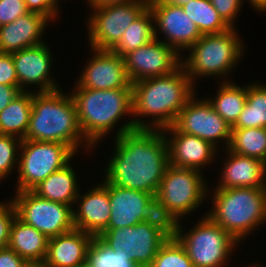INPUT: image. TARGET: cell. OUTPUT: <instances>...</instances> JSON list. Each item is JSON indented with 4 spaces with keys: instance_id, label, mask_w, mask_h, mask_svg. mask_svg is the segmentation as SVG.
I'll use <instances>...</instances> for the list:
<instances>
[{
    "instance_id": "cell-1",
    "label": "cell",
    "mask_w": 266,
    "mask_h": 267,
    "mask_svg": "<svg viewBox=\"0 0 266 267\" xmlns=\"http://www.w3.org/2000/svg\"><path fill=\"white\" fill-rule=\"evenodd\" d=\"M144 121L135 117L120 126L104 181L156 196L169 165L168 143L161 129Z\"/></svg>"
},
{
    "instance_id": "cell-2",
    "label": "cell",
    "mask_w": 266,
    "mask_h": 267,
    "mask_svg": "<svg viewBox=\"0 0 266 267\" xmlns=\"http://www.w3.org/2000/svg\"><path fill=\"white\" fill-rule=\"evenodd\" d=\"M193 85L182 66L169 75L132 83V117H154L151 129L172 126L196 93Z\"/></svg>"
},
{
    "instance_id": "cell-3",
    "label": "cell",
    "mask_w": 266,
    "mask_h": 267,
    "mask_svg": "<svg viewBox=\"0 0 266 267\" xmlns=\"http://www.w3.org/2000/svg\"><path fill=\"white\" fill-rule=\"evenodd\" d=\"M61 90L33 92L30 122L22 140L63 143L76 153L81 143L92 149L81 131L71 94H63Z\"/></svg>"
},
{
    "instance_id": "cell-4",
    "label": "cell",
    "mask_w": 266,
    "mask_h": 267,
    "mask_svg": "<svg viewBox=\"0 0 266 267\" xmlns=\"http://www.w3.org/2000/svg\"><path fill=\"white\" fill-rule=\"evenodd\" d=\"M74 89L71 96L79 125L84 138L93 147L122 117L132 116V89L98 90L76 85Z\"/></svg>"
},
{
    "instance_id": "cell-5",
    "label": "cell",
    "mask_w": 266,
    "mask_h": 267,
    "mask_svg": "<svg viewBox=\"0 0 266 267\" xmlns=\"http://www.w3.org/2000/svg\"><path fill=\"white\" fill-rule=\"evenodd\" d=\"M207 215L239 243L266 222V187L216 188Z\"/></svg>"
},
{
    "instance_id": "cell-6",
    "label": "cell",
    "mask_w": 266,
    "mask_h": 267,
    "mask_svg": "<svg viewBox=\"0 0 266 267\" xmlns=\"http://www.w3.org/2000/svg\"><path fill=\"white\" fill-rule=\"evenodd\" d=\"M235 27L215 34L202 35L192 47L188 57L181 61L191 82L201 76L227 77L243 56L244 43L240 40ZM197 77V78H195Z\"/></svg>"
},
{
    "instance_id": "cell-7",
    "label": "cell",
    "mask_w": 266,
    "mask_h": 267,
    "mask_svg": "<svg viewBox=\"0 0 266 267\" xmlns=\"http://www.w3.org/2000/svg\"><path fill=\"white\" fill-rule=\"evenodd\" d=\"M179 223L176 239L185 248L194 267H223L238 241L207 214L183 234ZM226 263V264H225Z\"/></svg>"
},
{
    "instance_id": "cell-8",
    "label": "cell",
    "mask_w": 266,
    "mask_h": 267,
    "mask_svg": "<svg viewBox=\"0 0 266 267\" xmlns=\"http://www.w3.org/2000/svg\"><path fill=\"white\" fill-rule=\"evenodd\" d=\"M18 161L17 190L31 191L50 174L70 163L76 152L57 142L22 140Z\"/></svg>"
},
{
    "instance_id": "cell-9",
    "label": "cell",
    "mask_w": 266,
    "mask_h": 267,
    "mask_svg": "<svg viewBox=\"0 0 266 267\" xmlns=\"http://www.w3.org/2000/svg\"><path fill=\"white\" fill-rule=\"evenodd\" d=\"M202 171L168 165L156 197L177 217L183 219L202 205L209 194Z\"/></svg>"
},
{
    "instance_id": "cell-10",
    "label": "cell",
    "mask_w": 266,
    "mask_h": 267,
    "mask_svg": "<svg viewBox=\"0 0 266 267\" xmlns=\"http://www.w3.org/2000/svg\"><path fill=\"white\" fill-rule=\"evenodd\" d=\"M15 195L11 201L16 216L48 238L75 229L71 205L43 199L32 191H19Z\"/></svg>"
},
{
    "instance_id": "cell-11",
    "label": "cell",
    "mask_w": 266,
    "mask_h": 267,
    "mask_svg": "<svg viewBox=\"0 0 266 267\" xmlns=\"http://www.w3.org/2000/svg\"><path fill=\"white\" fill-rule=\"evenodd\" d=\"M148 3L149 0H134L122 5L91 7L93 14L87 21L90 47L111 50L126 28L148 7Z\"/></svg>"
},
{
    "instance_id": "cell-12",
    "label": "cell",
    "mask_w": 266,
    "mask_h": 267,
    "mask_svg": "<svg viewBox=\"0 0 266 267\" xmlns=\"http://www.w3.org/2000/svg\"><path fill=\"white\" fill-rule=\"evenodd\" d=\"M98 239L110 250H122L138 267H149L168 238L148 223L126 228H107Z\"/></svg>"
},
{
    "instance_id": "cell-13",
    "label": "cell",
    "mask_w": 266,
    "mask_h": 267,
    "mask_svg": "<svg viewBox=\"0 0 266 267\" xmlns=\"http://www.w3.org/2000/svg\"><path fill=\"white\" fill-rule=\"evenodd\" d=\"M194 94L179 112L173 124L180 132L195 135L218 148V141H225L228 148L232 128L214 110L207 98L195 99Z\"/></svg>"
},
{
    "instance_id": "cell-14",
    "label": "cell",
    "mask_w": 266,
    "mask_h": 267,
    "mask_svg": "<svg viewBox=\"0 0 266 267\" xmlns=\"http://www.w3.org/2000/svg\"><path fill=\"white\" fill-rule=\"evenodd\" d=\"M181 54L159 39L139 47L124 57L131 83L143 79L166 76L181 66Z\"/></svg>"
},
{
    "instance_id": "cell-15",
    "label": "cell",
    "mask_w": 266,
    "mask_h": 267,
    "mask_svg": "<svg viewBox=\"0 0 266 267\" xmlns=\"http://www.w3.org/2000/svg\"><path fill=\"white\" fill-rule=\"evenodd\" d=\"M91 51L94 56L76 81L77 87L98 90L132 89L124 58L111 50L91 48Z\"/></svg>"
},
{
    "instance_id": "cell-16",
    "label": "cell",
    "mask_w": 266,
    "mask_h": 267,
    "mask_svg": "<svg viewBox=\"0 0 266 267\" xmlns=\"http://www.w3.org/2000/svg\"><path fill=\"white\" fill-rule=\"evenodd\" d=\"M148 7L154 17L155 39L159 38L157 32H163L161 34H164L166 40L162 42L171 46L178 54L183 49L189 50L201 38L196 24L181 6L148 4Z\"/></svg>"
},
{
    "instance_id": "cell-17",
    "label": "cell",
    "mask_w": 266,
    "mask_h": 267,
    "mask_svg": "<svg viewBox=\"0 0 266 267\" xmlns=\"http://www.w3.org/2000/svg\"><path fill=\"white\" fill-rule=\"evenodd\" d=\"M50 52L48 44L44 42L11 53L21 91H27L26 86L31 85H36V87L38 85V88L40 87L38 92H52L61 89L49 73L53 60V54Z\"/></svg>"
},
{
    "instance_id": "cell-18",
    "label": "cell",
    "mask_w": 266,
    "mask_h": 267,
    "mask_svg": "<svg viewBox=\"0 0 266 267\" xmlns=\"http://www.w3.org/2000/svg\"><path fill=\"white\" fill-rule=\"evenodd\" d=\"M168 143L169 164L201 171L211 164L218 150L210 142L195 135L180 132L174 125L162 129ZM172 135V139L167 138ZM212 160V161H211ZM211 162V163H210Z\"/></svg>"
},
{
    "instance_id": "cell-19",
    "label": "cell",
    "mask_w": 266,
    "mask_h": 267,
    "mask_svg": "<svg viewBox=\"0 0 266 267\" xmlns=\"http://www.w3.org/2000/svg\"><path fill=\"white\" fill-rule=\"evenodd\" d=\"M75 204H80L79 210L73 209L75 229L98 238L107 229L111 214L108 189L103 184H97L83 195L78 193Z\"/></svg>"
},
{
    "instance_id": "cell-20",
    "label": "cell",
    "mask_w": 266,
    "mask_h": 267,
    "mask_svg": "<svg viewBox=\"0 0 266 267\" xmlns=\"http://www.w3.org/2000/svg\"><path fill=\"white\" fill-rule=\"evenodd\" d=\"M102 184L109 191L111 206L107 228H126L143 222L145 207L153 197L152 194L119 187L104 180Z\"/></svg>"
},
{
    "instance_id": "cell-21",
    "label": "cell",
    "mask_w": 266,
    "mask_h": 267,
    "mask_svg": "<svg viewBox=\"0 0 266 267\" xmlns=\"http://www.w3.org/2000/svg\"><path fill=\"white\" fill-rule=\"evenodd\" d=\"M49 21L40 13L28 12L14 22L0 26V52L11 54L44 43L42 34Z\"/></svg>"
},
{
    "instance_id": "cell-22",
    "label": "cell",
    "mask_w": 266,
    "mask_h": 267,
    "mask_svg": "<svg viewBox=\"0 0 266 267\" xmlns=\"http://www.w3.org/2000/svg\"><path fill=\"white\" fill-rule=\"evenodd\" d=\"M94 237L86 232L73 229L51 237L45 262L51 267H80L88 263L89 245Z\"/></svg>"
},
{
    "instance_id": "cell-23",
    "label": "cell",
    "mask_w": 266,
    "mask_h": 267,
    "mask_svg": "<svg viewBox=\"0 0 266 267\" xmlns=\"http://www.w3.org/2000/svg\"><path fill=\"white\" fill-rule=\"evenodd\" d=\"M227 158L216 188L266 187V163L226 149Z\"/></svg>"
},
{
    "instance_id": "cell-24",
    "label": "cell",
    "mask_w": 266,
    "mask_h": 267,
    "mask_svg": "<svg viewBox=\"0 0 266 267\" xmlns=\"http://www.w3.org/2000/svg\"><path fill=\"white\" fill-rule=\"evenodd\" d=\"M49 238L17 216L10 228L8 247L27 262L45 261Z\"/></svg>"
},
{
    "instance_id": "cell-25",
    "label": "cell",
    "mask_w": 266,
    "mask_h": 267,
    "mask_svg": "<svg viewBox=\"0 0 266 267\" xmlns=\"http://www.w3.org/2000/svg\"><path fill=\"white\" fill-rule=\"evenodd\" d=\"M77 182L76 173L69 163L50 174L31 191L43 199L72 206L79 193Z\"/></svg>"
},
{
    "instance_id": "cell-26",
    "label": "cell",
    "mask_w": 266,
    "mask_h": 267,
    "mask_svg": "<svg viewBox=\"0 0 266 267\" xmlns=\"http://www.w3.org/2000/svg\"><path fill=\"white\" fill-rule=\"evenodd\" d=\"M33 91H21L10 104L0 112V134L25 137L32 111Z\"/></svg>"
},
{
    "instance_id": "cell-27",
    "label": "cell",
    "mask_w": 266,
    "mask_h": 267,
    "mask_svg": "<svg viewBox=\"0 0 266 267\" xmlns=\"http://www.w3.org/2000/svg\"><path fill=\"white\" fill-rule=\"evenodd\" d=\"M154 17L147 7L125 30L112 52L124 58L135 49L149 44L155 39Z\"/></svg>"
},
{
    "instance_id": "cell-28",
    "label": "cell",
    "mask_w": 266,
    "mask_h": 267,
    "mask_svg": "<svg viewBox=\"0 0 266 267\" xmlns=\"http://www.w3.org/2000/svg\"><path fill=\"white\" fill-rule=\"evenodd\" d=\"M225 81L220 84L221 86L218 88V93L215 95L214 99H208V101L213 106L214 110L230 125L232 128L247 100V87L237 86L235 82Z\"/></svg>"
},
{
    "instance_id": "cell-29",
    "label": "cell",
    "mask_w": 266,
    "mask_h": 267,
    "mask_svg": "<svg viewBox=\"0 0 266 267\" xmlns=\"http://www.w3.org/2000/svg\"><path fill=\"white\" fill-rule=\"evenodd\" d=\"M266 128V84L247 85V100L232 129Z\"/></svg>"
},
{
    "instance_id": "cell-30",
    "label": "cell",
    "mask_w": 266,
    "mask_h": 267,
    "mask_svg": "<svg viewBox=\"0 0 266 267\" xmlns=\"http://www.w3.org/2000/svg\"><path fill=\"white\" fill-rule=\"evenodd\" d=\"M227 149L266 163V128L232 129Z\"/></svg>"
},
{
    "instance_id": "cell-31",
    "label": "cell",
    "mask_w": 266,
    "mask_h": 267,
    "mask_svg": "<svg viewBox=\"0 0 266 267\" xmlns=\"http://www.w3.org/2000/svg\"><path fill=\"white\" fill-rule=\"evenodd\" d=\"M182 8L196 24L201 35L221 33L231 28L219 15L210 0H191Z\"/></svg>"
},
{
    "instance_id": "cell-32",
    "label": "cell",
    "mask_w": 266,
    "mask_h": 267,
    "mask_svg": "<svg viewBox=\"0 0 266 267\" xmlns=\"http://www.w3.org/2000/svg\"><path fill=\"white\" fill-rule=\"evenodd\" d=\"M143 222L158 229L168 239L177 237L179 220L156 196L147 203Z\"/></svg>"
},
{
    "instance_id": "cell-33",
    "label": "cell",
    "mask_w": 266,
    "mask_h": 267,
    "mask_svg": "<svg viewBox=\"0 0 266 267\" xmlns=\"http://www.w3.org/2000/svg\"><path fill=\"white\" fill-rule=\"evenodd\" d=\"M88 263L92 267H138L122 250H110L98 238L89 245Z\"/></svg>"
},
{
    "instance_id": "cell-34",
    "label": "cell",
    "mask_w": 266,
    "mask_h": 267,
    "mask_svg": "<svg viewBox=\"0 0 266 267\" xmlns=\"http://www.w3.org/2000/svg\"><path fill=\"white\" fill-rule=\"evenodd\" d=\"M149 267H194L185 248L176 239H168L157 251Z\"/></svg>"
},
{
    "instance_id": "cell-35",
    "label": "cell",
    "mask_w": 266,
    "mask_h": 267,
    "mask_svg": "<svg viewBox=\"0 0 266 267\" xmlns=\"http://www.w3.org/2000/svg\"><path fill=\"white\" fill-rule=\"evenodd\" d=\"M21 143L22 140L19 137L0 134V180L6 178L15 169L14 165L19 161L17 152Z\"/></svg>"
},
{
    "instance_id": "cell-36",
    "label": "cell",
    "mask_w": 266,
    "mask_h": 267,
    "mask_svg": "<svg viewBox=\"0 0 266 267\" xmlns=\"http://www.w3.org/2000/svg\"><path fill=\"white\" fill-rule=\"evenodd\" d=\"M16 217V210L12 201L0 202V249L8 247L10 228Z\"/></svg>"
},
{
    "instance_id": "cell-37",
    "label": "cell",
    "mask_w": 266,
    "mask_h": 267,
    "mask_svg": "<svg viewBox=\"0 0 266 267\" xmlns=\"http://www.w3.org/2000/svg\"><path fill=\"white\" fill-rule=\"evenodd\" d=\"M28 12L24 0H0V26L14 22Z\"/></svg>"
},
{
    "instance_id": "cell-38",
    "label": "cell",
    "mask_w": 266,
    "mask_h": 267,
    "mask_svg": "<svg viewBox=\"0 0 266 267\" xmlns=\"http://www.w3.org/2000/svg\"><path fill=\"white\" fill-rule=\"evenodd\" d=\"M223 20L230 26L235 27V19L243 5L242 0H210Z\"/></svg>"
},
{
    "instance_id": "cell-39",
    "label": "cell",
    "mask_w": 266,
    "mask_h": 267,
    "mask_svg": "<svg viewBox=\"0 0 266 267\" xmlns=\"http://www.w3.org/2000/svg\"><path fill=\"white\" fill-rule=\"evenodd\" d=\"M29 12L40 13L49 20L58 18V0H24ZM57 16V17H56Z\"/></svg>"
},
{
    "instance_id": "cell-40",
    "label": "cell",
    "mask_w": 266,
    "mask_h": 267,
    "mask_svg": "<svg viewBox=\"0 0 266 267\" xmlns=\"http://www.w3.org/2000/svg\"><path fill=\"white\" fill-rule=\"evenodd\" d=\"M0 84L18 86L12 54L0 52Z\"/></svg>"
},
{
    "instance_id": "cell-41",
    "label": "cell",
    "mask_w": 266,
    "mask_h": 267,
    "mask_svg": "<svg viewBox=\"0 0 266 267\" xmlns=\"http://www.w3.org/2000/svg\"><path fill=\"white\" fill-rule=\"evenodd\" d=\"M28 262L9 247L0 249V267H26Z\"/></svg>"
},
{
    "instance_id": "cell-42",
    "label": "cell",
    "mask_w": 266,
    "mask_h": 267,
    "mask_svg": "<svg viewBox=\"0 0 266 267\" xmlns=\"http://www.w3.org/2000/svg\"><path fill=\"white\" fill-rule=\"evenodd\" d=\"M21 92L19 86L0 84V112Z\"/></svg>"
},
{
    "instance_id": "cell-43",
    "label": "cell",
    "mask_w": 266,
    "mask_h": 267,
    "mask_svg": "<svg viewBox=\"0 0 266 267\" xmlns=\"http://www.w3.org/2000/svg\"><path fill=\"white\" fill-rule=\"evenodd\" d=\"M134 0H87L90 7H107L111 5H122Z\"/></svg>"
},
{
    "instance_id": "cell-44",
    "label": "cell",
    "mask_w": 266,
    "mask_h": 267,
    "mask_svg": "<svg viewBox=\"0 0 266 267\" xmlns=\"http://www.w3.org/2000/svg\"><path fill=\"white\" fill-rule=\"evenodd\" d=\"M191 0H149L148 4H165L172 6H183ZM193 1V0H192Z\"/></svg>"
},
{
    "instance_id": "cell-45",
    "label": "cell",
    "mask_w": 266,
    "mask_h": 267,
    "mask_svg": "<svg viewBox=\"0 0 266 267\" xmlns=\"http://www.w3.org/2000/svg\"><path fill=\"white\" fill-rule=\"evenodd\" d=\"M244 2V0H243ZM250 5L259 12H266V0H249Z\"/></svg>"
},
{
    "instance_id": "cell-46",
    "label": "cell",
    "mask_w": 266,
    "mask_h": 267,
    "mask_svg": "<svg viewBox=\"0 0 266 267\" xmlns=\"http://www.w3.org/2000/svg\"><path fill=\"white\" fill-rule=\"evenodd\" d=\"M26 267H51L45 261L43 262H28Z\"/></svg>"
},
{
    "instance_id": "cell-47",
    "label": "cell",
    "mask_w": 266,
    "mask_h": 267,
    "mask_svg": "<svg viewBox=\"0 0 266 267\" xmlns=\"http://www.w3.org/2000/svg\"><path fill=\"white\" fill-rule=\"evenodd\" d=\"M80 267H92L89 263L85 264V265H82Z\"/></svg>"
},
{
    "instance_id": "cell-48",
    "label": "cell",
    "mask_w": 266,
    "mask_h": 267,
    "mask_svg": "<svg viewBox=\"0 0 266 267\" xmlns=\"http://www.w3.org/2000/svg\"><path fill=\"white\" fill-rule=\"evenodd\" d=\"M249 267H261V266H258V265L256 266V264H255V265H253V266H249Z\"/></svg>"
}]
</instances>
